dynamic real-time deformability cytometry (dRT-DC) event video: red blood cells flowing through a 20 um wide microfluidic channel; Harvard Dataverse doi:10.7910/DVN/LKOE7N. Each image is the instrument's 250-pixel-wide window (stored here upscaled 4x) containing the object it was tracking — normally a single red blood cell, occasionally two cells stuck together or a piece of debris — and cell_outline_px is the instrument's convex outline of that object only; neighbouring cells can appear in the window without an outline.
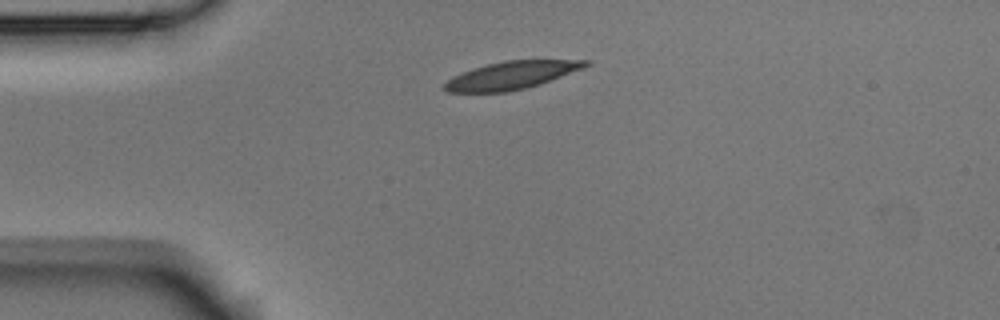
{"species": "Egyptian fruit bat (a non-hibernating species)", "species_latin": "Rousettus aegyptiacus", "temperature_condition": "room temperature", "stored_images_in_passage": 4, "camera_frame_rate_fps": 3000, "um_per_image_px": 0.085, "animal": {"sex": "male"}, "frame": {"image": 1, "passage_image": 4, "time_ms": 1.0, "image_size_px": [1000, 320], "cell_outline_px": [[592, 64], [584, 68], [540, 84], [524, 88], [504, 92], [448, 92], [440, 88], [452, 76], [472, 68], [504, 60], [592, 60]], "centroid_in_image_um": [43.48, 6.39], "position_along_channel_um": 41.5, "area_um2": 22.89}}